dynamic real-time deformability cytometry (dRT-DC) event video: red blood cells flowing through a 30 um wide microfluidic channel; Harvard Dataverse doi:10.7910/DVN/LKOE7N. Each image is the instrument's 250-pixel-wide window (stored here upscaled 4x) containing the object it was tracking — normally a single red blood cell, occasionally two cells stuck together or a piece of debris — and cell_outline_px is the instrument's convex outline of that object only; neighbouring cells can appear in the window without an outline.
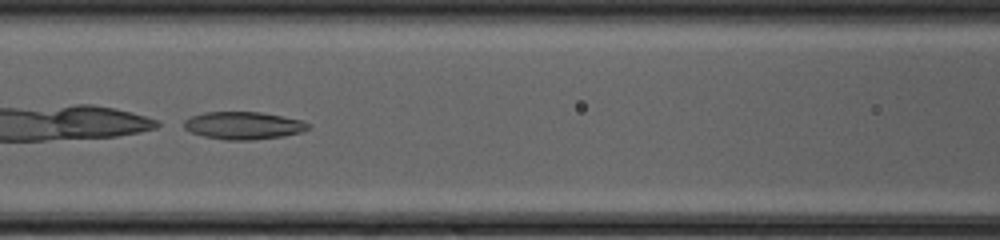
{"species": "common noctule bat (a hibernating species)", "species_latin": "Nyctalus noctula", "temperature_condition": "cold", "stored_images_in_passage": 29, "camera_frame_rate_fps": 3000, "um_per_image_px": 0.085, "animal": {"sex": "female", "body_mass_g": 20.0, "forearm_length_mm": 54.0}, "frame": {"image": 1, "passage_image": 9, "time_ms": 2.667, "image_size_px": [1000, 240], "cell_outline_px": [[312, 128], [300, 132], [284, 136], [252, 140], [224, 140], [204, 136], [192, 132], [184, 128], [184, 120], [192, 116], [204, 112], [260, 112], [284, 116], [304, 120], [312, 124]], "centroid_in_image_um": [20.76, 10.67], "position_along_channel_um": 145.8, "area_um2": 20.17}}
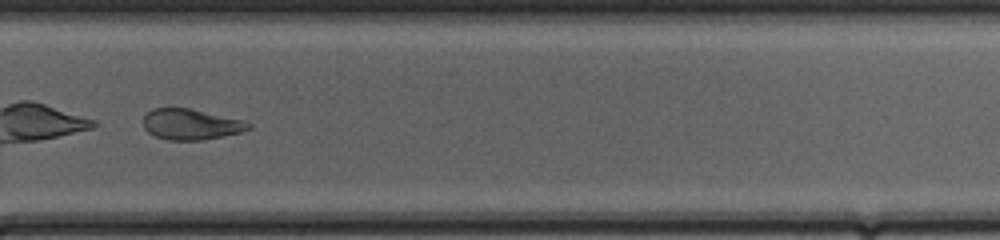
{"frame": {"image": 2, "passage_image": 21, "time_ms": 6.667, "image_size_px": [1000, 240], "cell_outline_px": [[252, 128], [240, 132], [224, 136], [204, 140], [168, 140], [156, 136], [148, 132], [144, 128], [144, 116], [152, 108], [188, 108], [244, 120], [252, 124]], "centroid_in_image_um": [16.25, 10.57], "position_along_channel_um": 313.6, "area_um2": 18.84}, "authors_computed_cell_mechanics": {"area_um2": 20.1722, "velocity_mm_per_s": 4.1991, "shape_relaxation_time_tau1_ms": 1.2009, "shape_relaxation_time_tau2_ms": 4.0189, "deformation_change_tau1": 0.2882, "deformation_change_tau2": 0.1159}}